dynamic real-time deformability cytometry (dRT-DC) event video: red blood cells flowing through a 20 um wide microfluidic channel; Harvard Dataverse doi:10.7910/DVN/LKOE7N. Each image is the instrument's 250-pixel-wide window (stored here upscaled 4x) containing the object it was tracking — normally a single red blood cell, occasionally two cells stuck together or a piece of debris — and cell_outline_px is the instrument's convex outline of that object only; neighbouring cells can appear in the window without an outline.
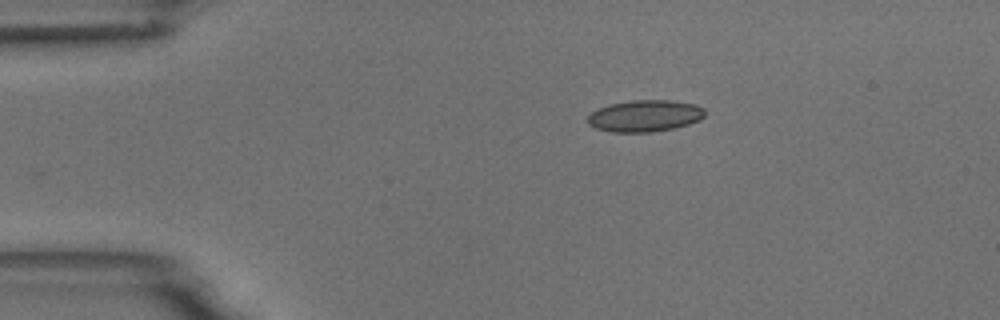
{"species": "common noctule bat (a hibernating species)", "species_latin": "Nyctalus noctula", "temperature_condition": "room temperature", "stored_images_in_passage": 3, "camera_frame_rate_fps": 3000, "um_per_image_px": 0.085, "animal": {"sex": "male", "body_mass_g": 18.8}, "frame": {"image": 1, "passage_image": 3, "time_ms": 2.333, "image_size_px": [1000, 320], "cell_outline_px": [[704, 116], [700, 120], [688, 124], [672, 128], [652, 132], [612, 132], [596, 128], [588, 124], [588, 116], [592, 112], [600, 108], [612, 104], [632, 100], [672, 100], [696, 104], [704, 108]], "centroid_in_image_um": [54.84, 9.85], "position_along_channel_um": 30.2, "area_um2": 21.5}}